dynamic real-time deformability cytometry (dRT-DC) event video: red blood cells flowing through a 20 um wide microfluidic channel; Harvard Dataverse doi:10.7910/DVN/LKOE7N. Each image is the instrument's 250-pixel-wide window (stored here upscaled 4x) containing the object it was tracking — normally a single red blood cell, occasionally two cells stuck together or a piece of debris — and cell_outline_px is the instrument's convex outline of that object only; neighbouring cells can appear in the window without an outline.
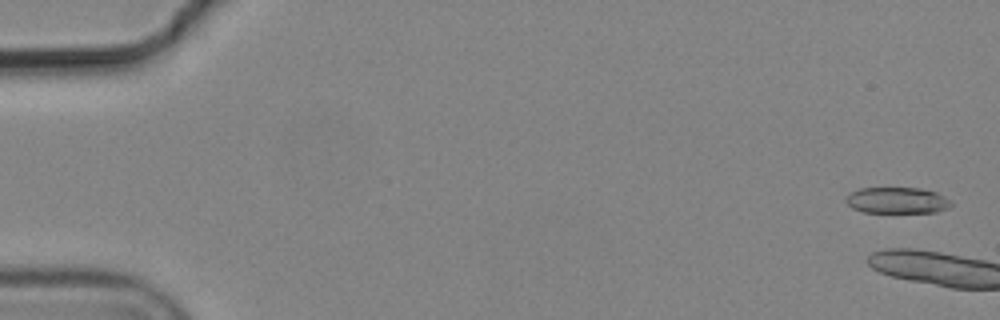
{"species": "common noctule bat (a hibernating species)", "species_latin": "Nyctalus noctula", "temperature_condition": "cold", "stored_images_in_passage": 6, "camera_frame_rate_fps": 3000, "um_per_image_px": 0.085, "animal": {"sex": "male", "body_mass_g": 19.2, "forearm_length_mm": 51.8}, "frame": {"image": 1, "passage_image": 1, "time_ms": 0.0, "image_size_px": [1000, 320], "cell_outline_px": [[952, 204], [948, 208], [936, 212], [864, 212], [852, 208], [844, 200], [852, 192], [860, 188], [920, 188], [936, 192], [944, 196]], "centroid_in_image_um": [76.25, 17.03], "position_along_channel_um": 8.8, "area_um2": 15.9}}